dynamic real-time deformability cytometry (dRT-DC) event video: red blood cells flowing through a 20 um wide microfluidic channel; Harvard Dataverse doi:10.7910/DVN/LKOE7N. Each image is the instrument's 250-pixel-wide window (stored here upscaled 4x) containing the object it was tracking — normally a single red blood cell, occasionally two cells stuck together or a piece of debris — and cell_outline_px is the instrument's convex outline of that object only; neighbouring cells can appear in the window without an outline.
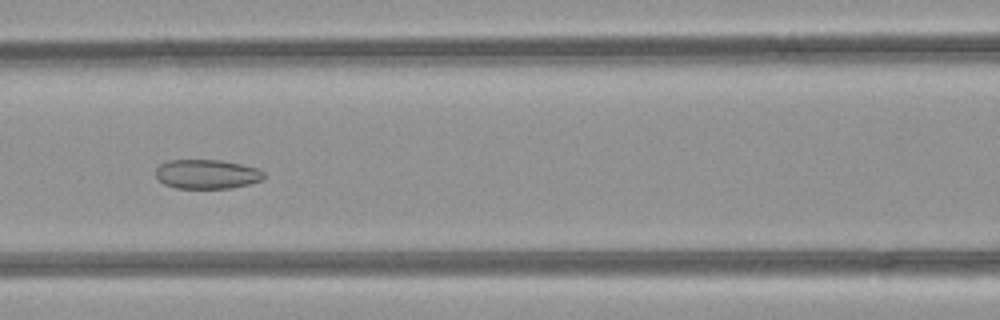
{"species": "common noctule bat (a hibernating species)", "species_latin": "Nyctalus noctula", "temperature_condition": "room temperature", "stored_images_in_passage": 51, "camera_frame_rate_fps": 3000, "um_per_image_px": 0.085, "animal": {"sex": "female", "body_mass_g": 21.9}, "frame": {"image": 1, "passage_image": 22, "time_ms": 7.0, "image_size_px": [1000, 320], "cell_outline_px": [[264, 176], [260, 180], [248, 184], [232, 188], [176, 188], [164, 184], [156, 176], [156, 168], [160, 164], [168, 160], [220, 160], [240, 164], [256, 168], [264, 172]], "centroid_in_image_um": [17.56, 14.8], "position_along_channel_um": 149.0, "area_um2": 18.32}}
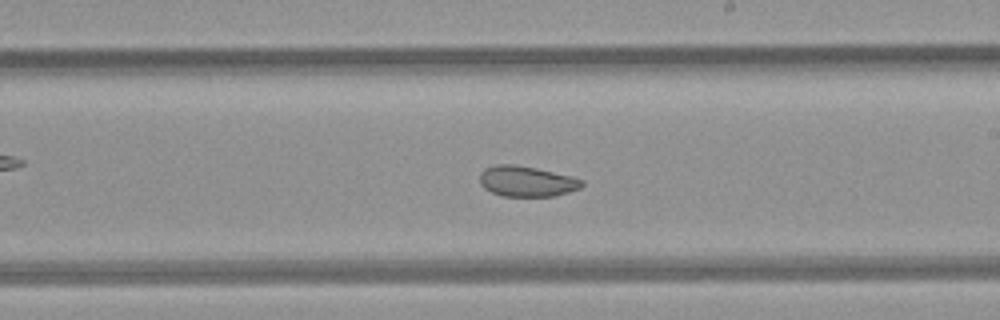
{"frame": {"image": 2, "passage_image": 29, "time_ms": 9.333, "image_size_px": [1000, 320], "cell_outline_px": [[584, 184], [580, 188], [556, 196], [504, 196], [492, 192], [484, 188], [480, 184], [480, 172], [484, 168], [496, 164], [516, 164], [536, 168], [572, 176], [584, 180]], "centroid_in_image_um": [44.77, 15.4], "position_along_channel_um": 244.2, "area_um2": 18.32}}
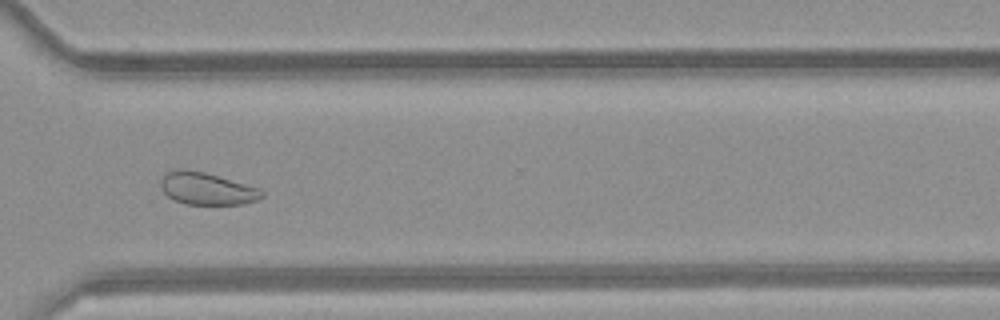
{"frame": {"image": 3, "passage_image": 37, "time_ms": 12.0, "image_size_px": [1000, 320], "cell_outline_px": [[264, 196], [256, 200], [240, 204], [188, 204], [176, 200], [168, 196], [160, 188], [160, 180], [168, 172], [180, 168], [184, 168], [204, 172], [260, 188], [264, 192]], "centroid_in_image_um": [17.58, 16.02], "position_along_channel_um": 353.0, "area_um2": 18.84}, "authors_computed_cell_mechanics": {"area_um2": 23.5246, "velocity_mm_per_s": 4.0939, "shape_relaxation_time_tau1_ms": null, "shape_relaxation_time_tau2_ms": 1.2889, "deformation_change_tau1": null, "deformation_change_tau2": 0.0589}}